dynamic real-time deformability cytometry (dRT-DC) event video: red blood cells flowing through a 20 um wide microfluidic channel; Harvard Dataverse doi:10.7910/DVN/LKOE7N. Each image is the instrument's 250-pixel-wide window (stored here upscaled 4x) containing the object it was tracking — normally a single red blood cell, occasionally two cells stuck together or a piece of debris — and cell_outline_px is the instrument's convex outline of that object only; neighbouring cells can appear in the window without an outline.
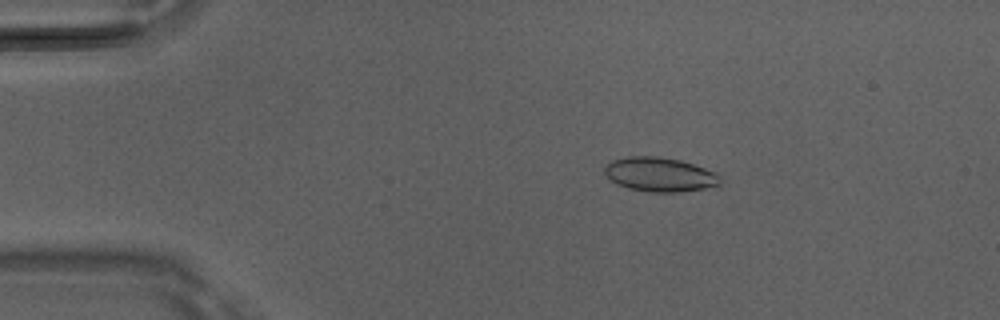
{"species": "Egyptian fruit bat (a non-hibernating species)", "species_latin": "Rousettus aegyptiacus", "temperature_condition": "room temperature", "stored_images_in_passage": 12, "camera_frame_rate_fps": 3000, "um_per_image_px": 0.085, "animal": {"sex": "male"}, "frame": {"image": 1, "passage_image": 4, "time_ms": 1.0, "image_size_px": [1000, 320], "cell_outline_px": [[720, 188], [680, 192], [648, 192], [628, 188], [616, 184], [604, 176], [604, 164], [612, 160], [628, 156], [656, 156], [680, 160], [716, 172], [720, 176]], "centroid_in_image_um": [56.1, 14.85], "position_along_channel_um": 28.9, "area_um2": 23.7}}
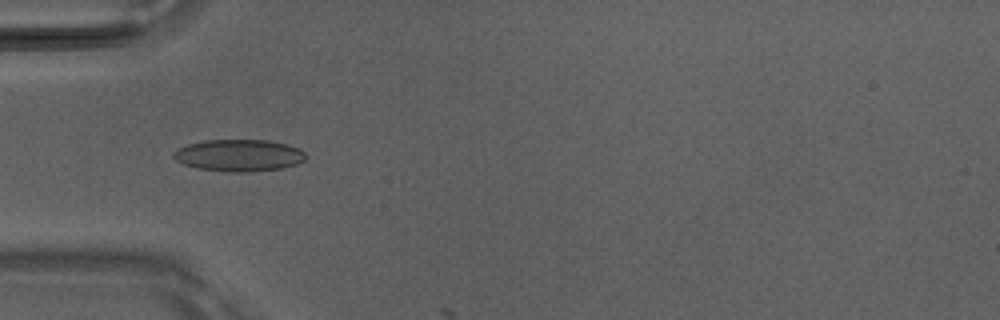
{"frame": {"image": 2, "passage_image": 11, "time_ms": 3.333, "image_size_px": [1000, 320], "cell_outline_px": [[304, 160], [296, 164], [284, 168], [252, 172], [228, 172], [200, 168], [184, 164], [176, 160], [172, 156], [172, 152], [188, 144], [204, 140], [268, 140], [300, 148], [304, 152]], "centroid_in_image_um": [20.31, 13.21], "position_along_channel_um": 64.7, "area_um2": 24.51}}